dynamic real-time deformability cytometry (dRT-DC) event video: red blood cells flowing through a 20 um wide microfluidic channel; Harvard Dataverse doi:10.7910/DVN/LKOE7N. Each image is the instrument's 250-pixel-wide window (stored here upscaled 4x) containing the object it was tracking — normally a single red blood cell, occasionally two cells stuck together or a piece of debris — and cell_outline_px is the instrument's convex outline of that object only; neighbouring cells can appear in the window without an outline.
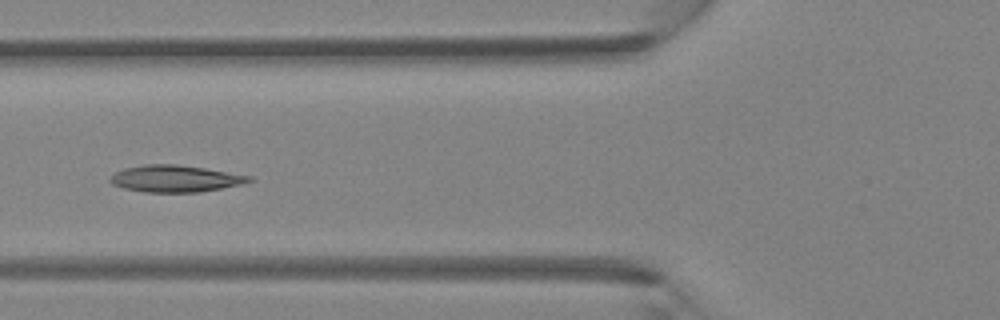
{"species": "Egyptian fruit bat (a non-hibernating species)", "species_latin": "Rousettus aegyptiacus", "temperature_condition": "room temperature", "stored_images_in_passage": 5, "camera_frame_rate_fps": 3000, "um_per_image_px": 0.085, "animal": {"sex": "female"}, "frame": {"image": 1, "passage_image": 5, "time_ms": 1.333, "image_size_px": [1000, 320], "cell_outline_px": [[252, 180], [244, 184], [200, 192], [144, 192], [124, 188], [112, 184], [108, 180], [116, 172], [124, 168], [144, 164], [176, 164], [204, 168], [252, 176]], "centroid_in_image_um": [14.9, 15.18], "position_along_channel_um": 110.9, "area_um2": 21.68}}